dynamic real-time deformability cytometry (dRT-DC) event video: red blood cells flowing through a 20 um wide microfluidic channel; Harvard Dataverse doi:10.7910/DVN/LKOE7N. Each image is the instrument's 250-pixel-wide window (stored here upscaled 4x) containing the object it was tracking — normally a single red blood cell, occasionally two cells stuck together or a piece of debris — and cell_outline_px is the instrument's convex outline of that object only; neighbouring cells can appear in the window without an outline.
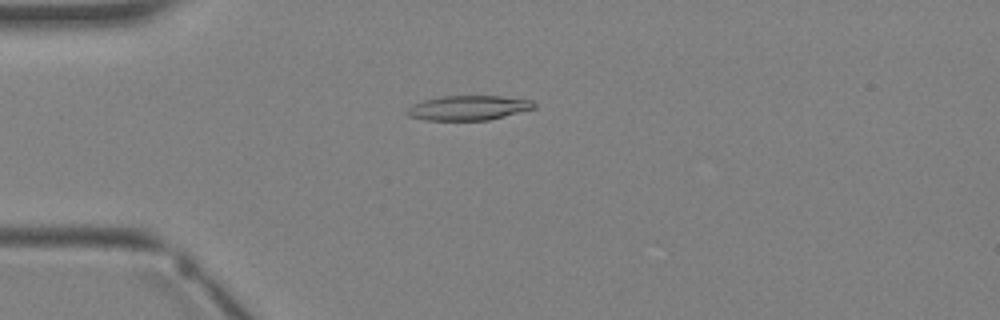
{"species": "Egyptian fruit bat (a non-hibernating species)", "species_latin": "Rousettus aegyptiacus", "temperature_condition": "warm", "stored_images_in_passage": 2, "camera_frame_rate_fps": 3000, "um_per_image_px": 0.085, "animal": {"sex": "female"}, "frame": {"image": 1, "passage_image": 2, "time_ms": 1.333, "image_size_px": [1000, 320], "cell_outline_px": [[536, 108], [488, 120], [424, 120], [408, 116], [408, 108], [412, 104], [424, 100], [440, 96], [500, 96], [532, 100], [536, 104]], "centroid_in_image_um": [39.82, 9.16], "position_along_channel_um": 45.2, "area_um2": 18.21}}